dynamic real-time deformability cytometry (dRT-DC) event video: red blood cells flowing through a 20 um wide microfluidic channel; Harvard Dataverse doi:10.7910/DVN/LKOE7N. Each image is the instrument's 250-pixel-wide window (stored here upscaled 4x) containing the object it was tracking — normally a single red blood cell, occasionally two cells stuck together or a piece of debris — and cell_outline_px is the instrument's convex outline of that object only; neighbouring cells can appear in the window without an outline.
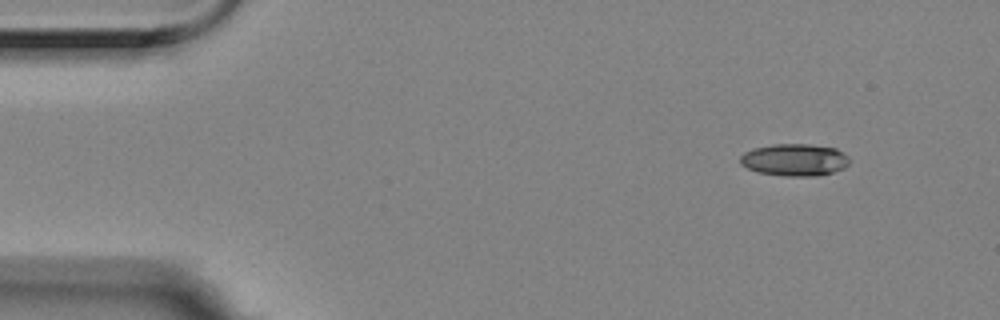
{"species": "Egyptian fruit bat (a non-hibernating species)", "species_latin": "Rousettus aegyptiacus", "temperature_condition": "room temperature", "stored_images_in_passage": 5, "segment_of_instrument_passage": [2, 2], "camera_frame_rate_fps": 3000, "um_per_image_px": 0.085, "animal": {"sex": "female"}, "frame": {"image": 1, "passage_image": 5, "time_ms": 1.333, "image_size_px": [1000, 320], "cell_outline_px": [[848, 164], [844, 168], [832, 172], [816, 176], [784, 176], [756, 172], [740, 164], [740, 156], [744, 152], [756, 148], [772, 144], [808, 144], [836, 148], [848, 156]], "centroid_in_image_um": [67.52, 13.59], "position_along_channel_um": 17.5, "area_um2": 20.46}}